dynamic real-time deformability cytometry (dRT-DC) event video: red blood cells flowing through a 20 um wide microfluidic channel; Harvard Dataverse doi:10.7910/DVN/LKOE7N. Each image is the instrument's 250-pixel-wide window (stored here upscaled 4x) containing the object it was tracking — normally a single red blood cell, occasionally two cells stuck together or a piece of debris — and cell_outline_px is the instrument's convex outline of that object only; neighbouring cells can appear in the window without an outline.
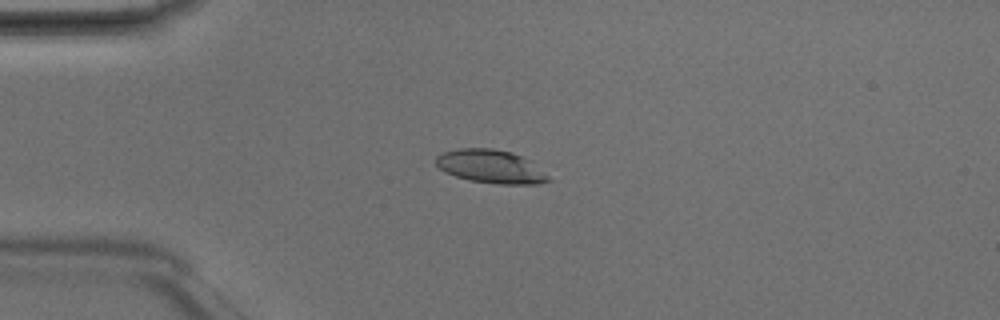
{"species": "Egyptian fruit bat (a non-hibernating species)", "species_latin": "Rousettus aegyptiacus", "temperature_condition": "room temperature", "stored_images_in_passage": 8, "camera_frame_rate_fps": 3000, "um_per_image_px": 0.085, "animal": {"sex": "male"}, "frame": {"image": 1, "passage_image": 4, "time_ms": 1.0, "image_size_px": [1000, 320], "cell_outline_px": [[552, 180], [540, 184], [500, 184], [468, 180], [444, 172], [436, 164], [436, 156], [444, 152], [460, 148], [492, 148], [512, 152], [532, 160]], "centroid_in_image_um": [41.75, 14.15], "position_along_channel_um": 43.3, "area_um2": 22.02}}